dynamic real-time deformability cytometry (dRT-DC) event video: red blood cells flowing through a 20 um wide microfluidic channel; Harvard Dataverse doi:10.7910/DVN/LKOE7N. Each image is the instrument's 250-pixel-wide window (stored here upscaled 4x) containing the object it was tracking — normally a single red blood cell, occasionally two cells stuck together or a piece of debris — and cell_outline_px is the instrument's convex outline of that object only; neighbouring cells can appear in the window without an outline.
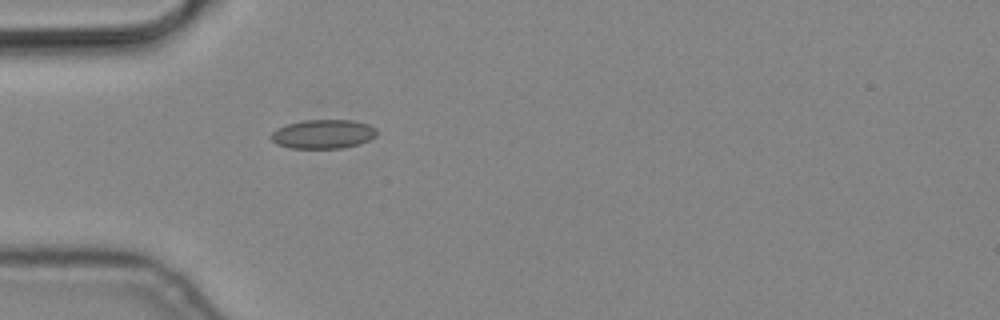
{"species": "common noctule bat (a hibernating species)", "species_latin": "Nyctalus noctula", "temperature_condition": "cold", "stored_images_in_passage": 1, "camera_frame_rate_fps": 3000, "um_per_image_px": 0.085, "animal": {"sex": "male", "body_mass_g": 19.2, "forearm_length_mm": 51.8}, "frame": {"image": 1, "passage_image": 1, "time_ms": 0.0, "image_size_px": [1000, 320], "cell_outline_px": [[376, 136], [368, 140], [356, 144], [340, 148], [292, 148], [276, 144], [268, 136], [276, 128], [288, 124], [304, 120], [352, 120], [368, 124], [376, 128]], "centroid_in_image_um": [27.43, 11.39], "position_along_channel_um": 57.6, "area_um2": 17.8}}